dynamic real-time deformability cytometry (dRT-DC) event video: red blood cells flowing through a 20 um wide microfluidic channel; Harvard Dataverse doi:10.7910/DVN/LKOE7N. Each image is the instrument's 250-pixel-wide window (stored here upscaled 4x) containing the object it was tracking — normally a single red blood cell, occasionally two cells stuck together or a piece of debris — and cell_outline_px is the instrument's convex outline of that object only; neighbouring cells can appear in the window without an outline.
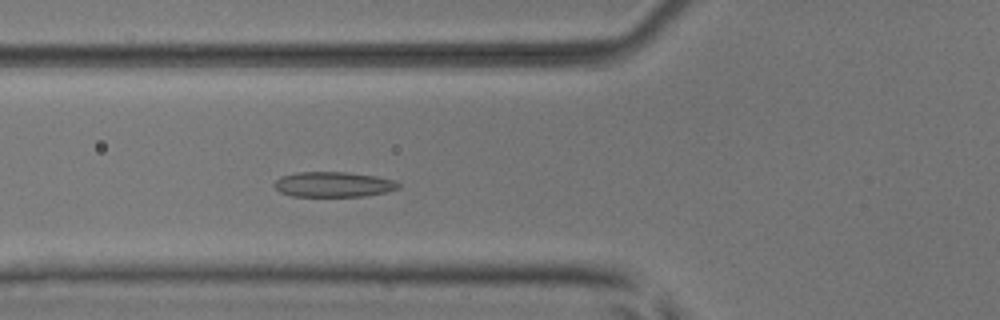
{"species": "common noctule bat (a hibernating species)", "species_latin": "Nyctalus noctula", "temperature_condition": "room temperature", "stored_images_in_passage": 52, "camera_frame_rate_fps": 3000, "um_per_image_px": 0.085, "animal": {"sex": "male", "body_mass_g": 17.9, "forearm_length_mm": 54.2}, "frame": {"image": 1, "passage_image": 19, "time_ms": 6.0, "image_size_px": [1000, 320], "cell_outline_px": [[400, 188], [384, 192], [364, 196], [292, 196], [280, 192], [272, 184], [280, 176], [300, 172], [348, 172], [376, 176], [396, 180], [400, 184]], "centroid_in_image_um": [28.34, 15.67], "position_along_channel_um": 97.5, "area_um2": 18.26}}
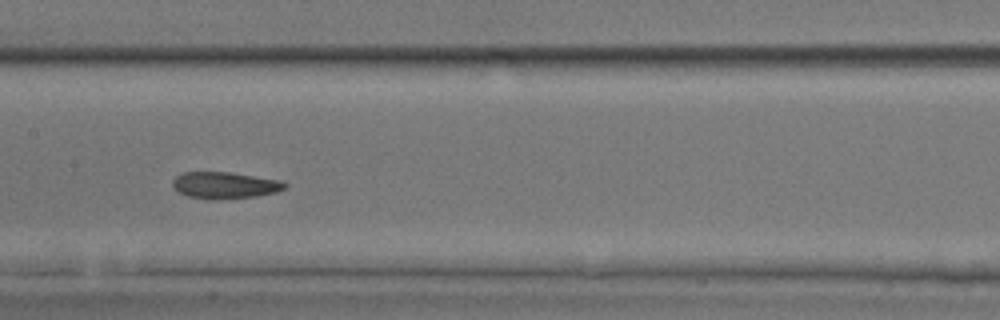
{"frame": {"image": 2, "passage_image": 26, "time_ms": 8.333, "image_size_px": [1000, 320], "cell_outline_px": [[288, 184], [284, 188], [276, 192], [256, 196], [220, 200], [212, 200], [188, 196], [180, 192], [172, 184], [172, 180], [180, 172], [228, 172], [280, 180]], "centroid_in_image_um": [19.09, 15.75], "position_along_channel_um": 188.3, "area_um2": 17.4}}
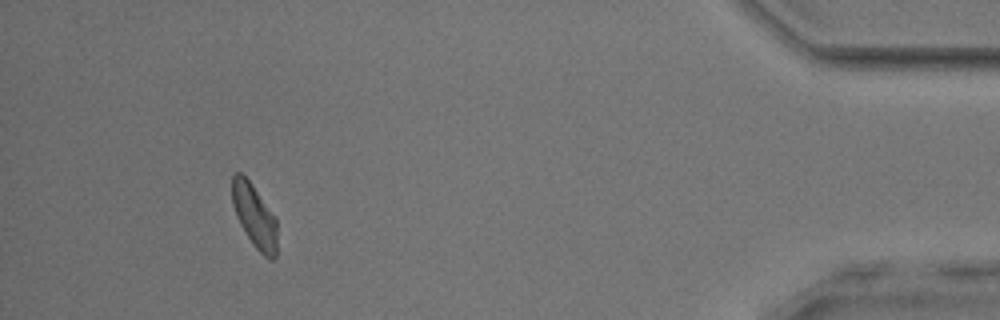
{"frame": {"image": 3, "passage_image": 48, "time_ms": 15.667, "image_size_px": [1000, 320], "cell_outline_px": [[276, 256], [272, 260], [268, 260], [252, 244], [240, 224], [236, 216], [232, 204], [232, 176], [236, 172], [240, 172], [252, 184], [276, 220]], "centroid_in_image_um": [21.61, 18.38], "position_along_channel_um": 413.6, "area_um2": 16.36}, "authors_computed_cell_mechanics": {"area_um2": 17.8024, "velocity_mm_per_s": 3.8995, "shape_relaxation_time_tau1_ms": 4.6037, "shape_relaxation_time_tau2_ms": 3.2301, "deformation_change_tau1": 0.119, "deformation_change_tau2": 0.0879}}